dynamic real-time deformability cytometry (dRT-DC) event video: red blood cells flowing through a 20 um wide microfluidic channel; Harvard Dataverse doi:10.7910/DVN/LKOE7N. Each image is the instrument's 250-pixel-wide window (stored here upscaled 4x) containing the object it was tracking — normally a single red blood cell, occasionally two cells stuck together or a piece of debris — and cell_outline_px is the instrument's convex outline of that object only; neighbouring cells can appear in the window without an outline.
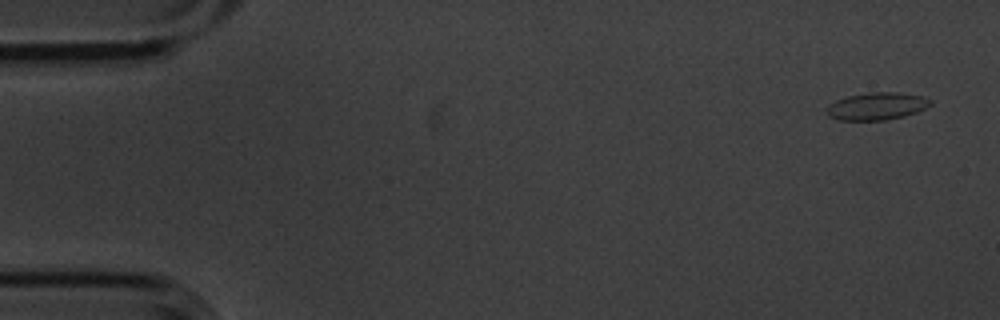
{"species": "common noctule bat (a hibernating species)", "species_latin": "Nyctalus noctula", "temperature_condition": "cold", "stored_images_in_passage": 6, "camera_frame_rate_fps": 3000, "um_per_image_px": 0.085, "animal": {"sex": "male", "body_mass_g": 20.1, "forearm_length_mm": 53.5}, "frame": {"image": 1, "passage_image": 1, "time_ms": 0.0, "image_size_px": [1000, 320], "cell_outline_px": [[932, 104], [916, 112], [904, 116], [888, 120], [836, 120], [828, 116], [828, 108], [836, 100], [848, 96], [868, 92], [896, 92], [924, 96], [932, 100]], "centroid_in_image_um": [74.56, 9.02], "position_along_channel_um": 10.4, "area_um2": 16.53}}
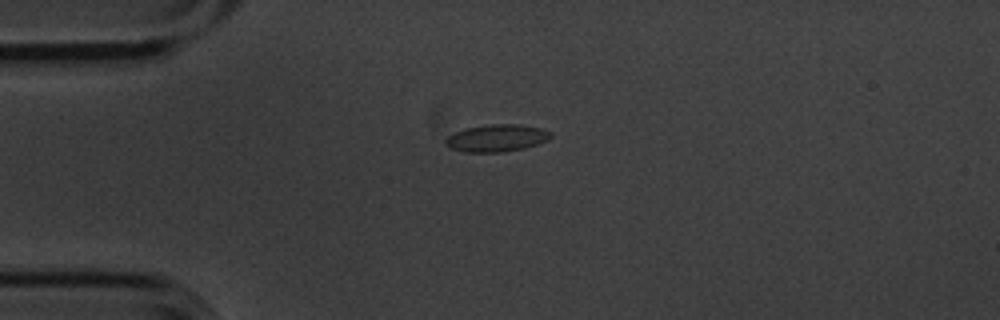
{"frame": {"image": 2, "passage_image": 4, "time_ms": 1.0, "image_size_px": [1000, 320], "cell_outline_px": [[552, 136], [536, 144], [524, 148], [500, 152], [464, 152], [452, 148], [444, 144], [444, 140], [448, 136], [464, 128], [488, 124], [520, 124], [540, 128], [552, 132]], "centroid_in_image_um": [42.18, 11.72], "position_along_channel_um": 42.8, "area_um2": 16.59}}
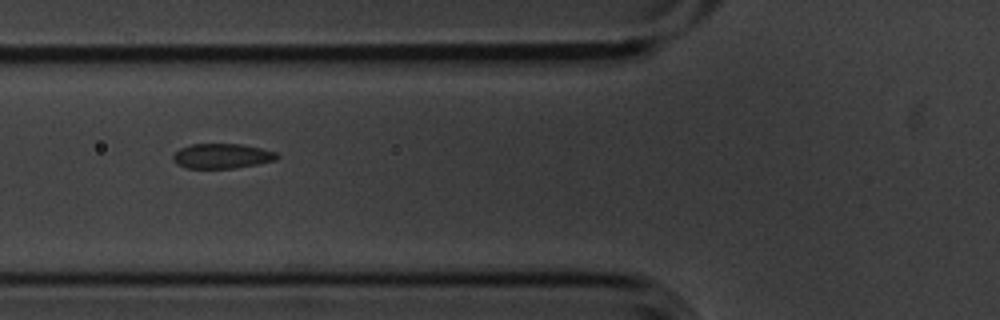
{"frame": {"image": 3, "passage_image": 6, "time_ms": 1.667, "image_size_px": [1000, 320], "cell_outline_px": [[280, 156], [276, 160], [256, 164], [232, 168], [188, 168], [176, 164], [172, 160], [172, 156], [180, 148], [192, 144], [244, 144], [276, 152]], "centroid_in_image_um": [18.86, 13.26], "position_along_channel_um": 106.9, "area_um2": 15.03}}